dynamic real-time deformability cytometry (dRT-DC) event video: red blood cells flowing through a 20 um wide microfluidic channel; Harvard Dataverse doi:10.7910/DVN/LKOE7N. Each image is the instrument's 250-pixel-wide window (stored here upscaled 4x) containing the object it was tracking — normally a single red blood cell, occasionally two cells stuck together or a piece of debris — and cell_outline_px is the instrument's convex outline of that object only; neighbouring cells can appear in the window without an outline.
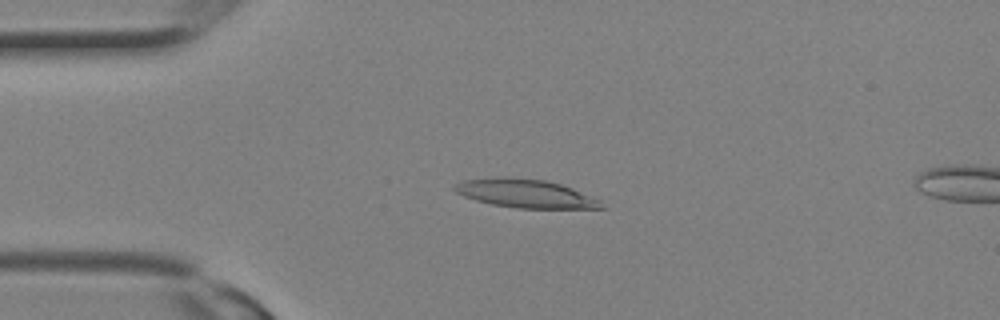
{"species": "Egyptian fruit bat (a non-hibernating species)", "species_latin": "Rousettus aegyptiacus", "temperature_condition": "room temperature", "stored_images_in_passage": 9, "camera_frame_rate_fps": 3000, "um_per_image_px": 0.085, "animal": {"sex": "female"}, "frame": {"image": 1, "passage_image": 7, "time_ms": 2.0, "image_size_px": [1000, 320], "cell_outline_px": [[608, 208], [516, 208], [492, 204], [476, 200], [464, 196], [456, 192], [452, 188], [456, 184], [464, 180], [500, 176], [504, 176], [544, 180], [560, 184], [572, 188], [600, 200]], "centroid_in_image_um": [44.66, 16.44], "position_along_channel_um": 40.3, "area_um2": 24.28}}